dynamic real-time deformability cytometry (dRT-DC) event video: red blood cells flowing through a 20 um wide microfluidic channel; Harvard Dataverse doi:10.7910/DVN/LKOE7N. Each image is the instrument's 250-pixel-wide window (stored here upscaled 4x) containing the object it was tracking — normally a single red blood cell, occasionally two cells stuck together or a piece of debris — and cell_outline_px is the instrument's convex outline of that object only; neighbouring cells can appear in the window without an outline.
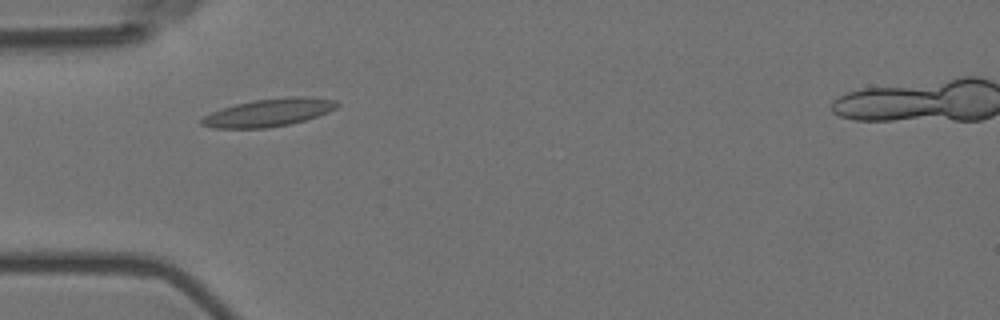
{"species": "Egyptian fruit bat (a non-hibernating species)", "species_latin": "Rousettus aegyptiacus", "temperature_condition": "room temperature", "stored_images_in_passage": 2, "camera_frame_rate_fps": 3000, "um_per_image_px": 0.085, "animal": {"sex": "female"}, "frame": {"image": 1, "passage_image": 1, "time_ms": 0.0, "image_size_px": [1000, 320], "cell_outline_px": [[340, 104], [336, 108], [328, 112], [304, 120], [288, 124], [268, 128], [212, 128], [200, 124], [200, 120], [204, 116], [212, 112], [236, 104], [256, 100], [292, 96], [304, 96], [336, 100]], "centroid_in_image_um": [22.85, 9.57], "position_along_channel_um": 62.1, "area_um2": 21.68}}
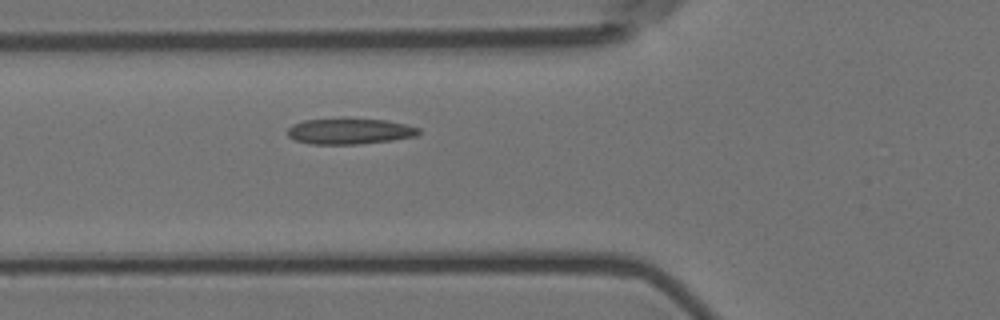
{"frame": {"image": 2, "passage_image": 2, "time_ms": 0.333, "image_size_px": [1000, 320], "cell_outline_px": [[420, 132], [416, 136], [392, 140], [360, 144], [312, 144], [296, 140], [288, 136], [288, 128], [292, 124], [304, 120], [344, 116], [348, 116], [384, 120], [404, 124], [420, 128]], "centroid_in_image_um": [29.7, 11.11], "position_along_channel_um": 96.1, "area_um2": 20.4}}